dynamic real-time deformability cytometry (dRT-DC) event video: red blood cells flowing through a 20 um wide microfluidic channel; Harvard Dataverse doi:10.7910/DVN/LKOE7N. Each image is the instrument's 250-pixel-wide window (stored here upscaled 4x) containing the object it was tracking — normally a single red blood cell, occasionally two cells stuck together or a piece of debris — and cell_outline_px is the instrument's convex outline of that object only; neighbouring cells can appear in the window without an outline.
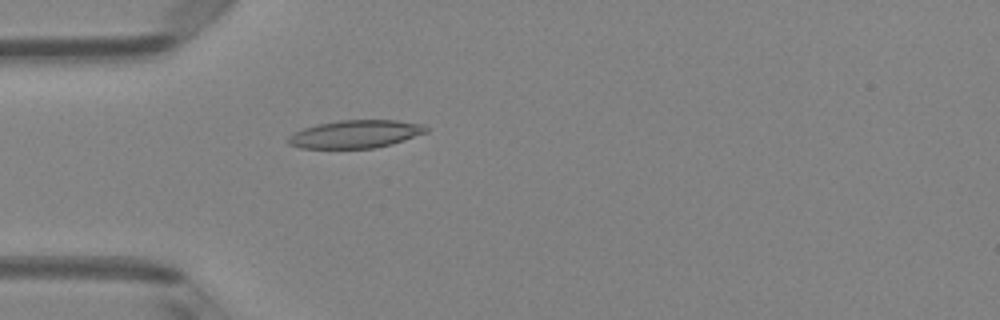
{"species": "Egyptian fruit bat (a non-hibernating species)", "species_latin": "Rousettus aegyptiacus", "temperature_condition": "room temperature", "stored_images_in_passage": 5, "camera_frame_rate_fps": 3000, "um_per_image_px": 0.085, "animal": {"sex": "female"}, "frame": {"image": 1, "passage_image": 5, "time_ms": 1.333, "image_size_px": [1000, 320], "cell_outline_px": [[428, 132], [392, 144], [372, 148], [300, 148], [288, 144], [288, 136], [304, 128], [316, 124], [340, 120], [396, 120], [424, 124], [428, 128]], "centroid_in_image_um": [30.23, 11.39], "position_along_channel_um": 54.8, "area_um2": 22.43}}